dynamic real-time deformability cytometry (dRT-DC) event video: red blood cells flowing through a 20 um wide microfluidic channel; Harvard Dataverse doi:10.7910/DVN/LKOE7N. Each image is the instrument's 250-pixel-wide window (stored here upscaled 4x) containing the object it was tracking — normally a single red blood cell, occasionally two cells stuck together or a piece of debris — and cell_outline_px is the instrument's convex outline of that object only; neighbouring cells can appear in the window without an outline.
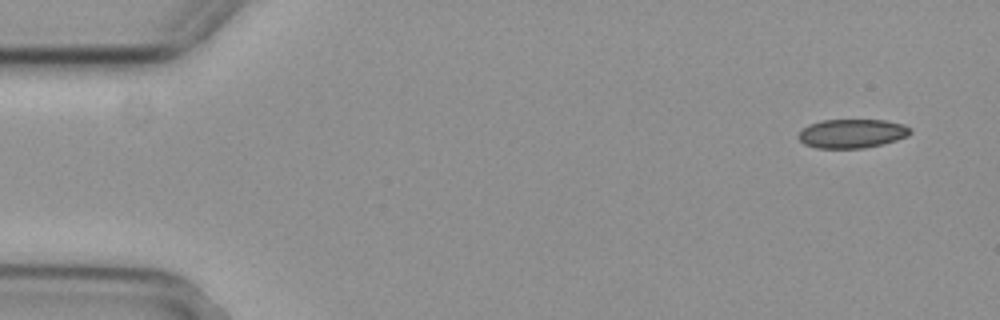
{"species": "common noctule bat (a hibernating species)", "species_latin": "Nyctalus noctula", "temperature_condition": "cold", "stored_images_in_passage": 5, "camera_frame_rate_fps": 3000, "um_per_image_px": 0.085, "animal": {"sex": "female", "body_mass_g": 29.2, "forearm_length_mm": 56.3}, "frame": {"image": 1, "passage_image": 1, "time_ms": 0.0, "image_size_px": [1000, 320], "cell_outline_px": [[912, 132], [908, 136], [896, 140], [864, 148], [816, 148], [804, 144], [796, 136], [808, 124], [824, 120], [884, 120], [904, 124], [912, 128]], "centroid_in_image_um": [72.43, 11.34], "position_along_channel_um": 12.6, "area_um2": 18.9}}
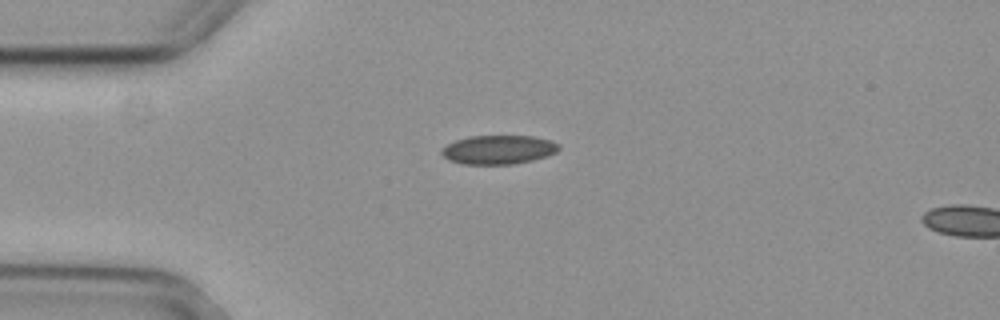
{"frame": {"image": 2, "passage_image": 4, "time_ms": 1.0, "image_size_px": [1000, 320], "cell_outline_px": [[560, 148], [556, 152], [532, 160], [512, 164], [460, 164], [448, 160], [440, 152], [440, 148], [456, 140], [468, 136], [532, 136], [548, 140], [560, 144]], "centroid_in_image_um": [42.32, 12.72], "position_along_channel_um": 42.7, "area_um2": 19.71}}